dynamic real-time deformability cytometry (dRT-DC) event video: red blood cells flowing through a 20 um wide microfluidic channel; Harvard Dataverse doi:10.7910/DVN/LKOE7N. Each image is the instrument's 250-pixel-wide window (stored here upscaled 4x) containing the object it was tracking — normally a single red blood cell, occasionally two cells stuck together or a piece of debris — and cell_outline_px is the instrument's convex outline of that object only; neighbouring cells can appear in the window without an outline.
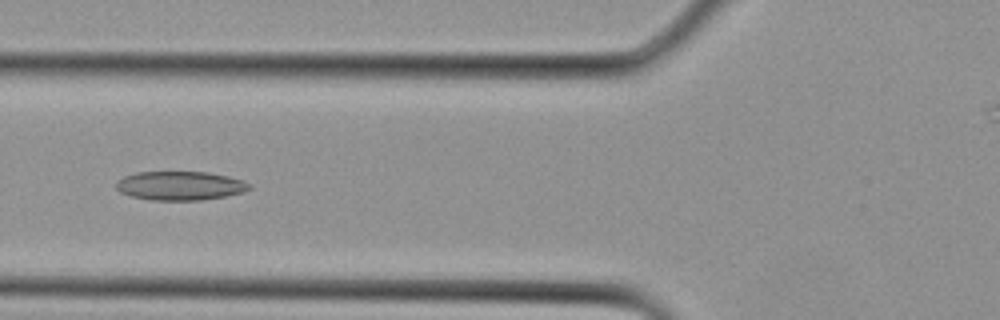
{"species": "Egyptian fruit bat (a non-hibernating species)", "species_latin": "Rousettus aegyptiacus", "temperature_condition": "cold", "stored_images_in_passage": 12, "camera_frame_rate_fps": 3000, "um_per_image_px": 0.085, "animal": {"sex": "female"}, "frame": {"image": 1, "passage_image": 7, "time_ms": 2.0, "image_size_px": [1000, 320], "cell_outline_px": [[252, 188], [244, 192], [224, 196], [200, 200], [152, 200], [132, 196], [120, 192], [116, 188], [116, 180], [124, 176], [136, 172], [208, 172], [228, 176], [252, 184]], "centroid_in_image_um": [15.3, 15.78], "position_along_channel_um": 110.5, "area_um2": 22.43}}
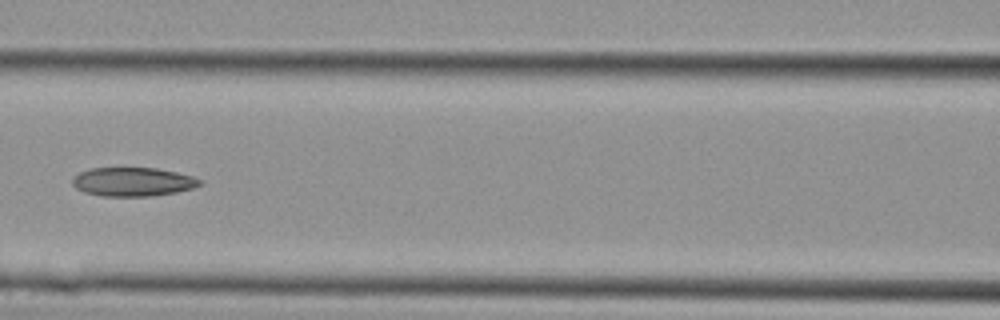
{"frame": {"image": 2, "passage_image": 9, "time_ms": 2.667, "image_size_px": [1000, 320], "cell_outline_px": [[204, 184], [192, 188], [176, 192], [148, 196], [104, 196], [84, 192], [76, 188], [72, 184], [72, 176], [88, 168], [156, 168], [176, 172], [192, 176], [200, 180]], "centroid_in_image_um": [11.26, 15.45], "position_along_channel_um": 155.3, "area_um2": 21.39}}
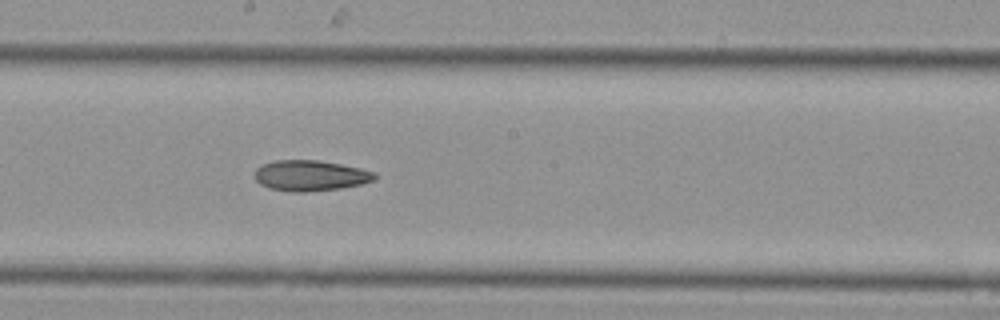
{"frame": {"image": 3, "passage_image": 12, "time_ms": 3.667, "image_size_px": [1000, 320], "cell_outline_px": [[380, 176], [372, 180], [360, 184], [340, 188], [304, 192], [288, 192], [268, 188], [260, 184], [252, 176], [256, 168], [264, 164], [276, 160], [320, 160], [360, 168], [376, 172]], "centroid_in_image_um": [26.35, 14.92], "position_along_channel_um": 221.8, "area_um2": 21.62}}